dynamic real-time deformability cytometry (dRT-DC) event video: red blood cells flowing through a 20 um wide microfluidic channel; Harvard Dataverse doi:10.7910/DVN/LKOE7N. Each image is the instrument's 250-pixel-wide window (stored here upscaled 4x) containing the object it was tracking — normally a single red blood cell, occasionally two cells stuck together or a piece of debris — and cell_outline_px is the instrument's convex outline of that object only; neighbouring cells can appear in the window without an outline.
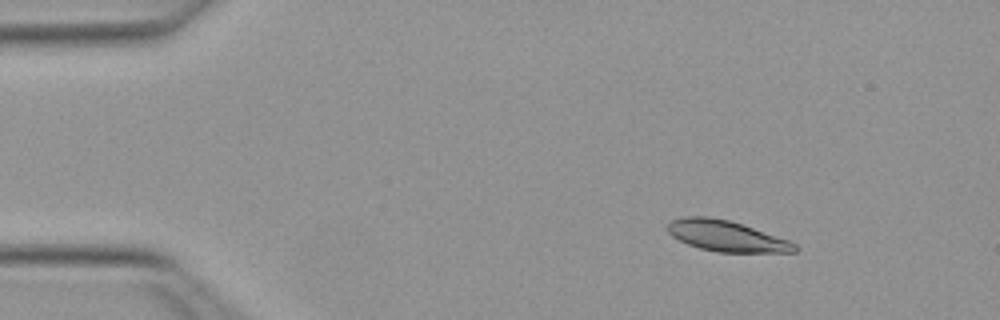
{"species": "Egyptian fruit bat (a non-hibernating species)", "species_latin": "Rousettus aegyptiacus", "temperature_condition": "warm", "stored_images_in_passage": 49, "camera_frame_rate_fps": 3000, "um_per_image_px": 0.085, "animal": {"sex": "female"}, "frame": {"image": 1, "passage_image": 5, "time_ms": 1.333, "image_size_px": [1000, 320], "cell_outline_px": [[800, 248], [796, 252], [716, 252], [700, 248], [688, 244], [672, 236], [668, 232], [668, 224], [672, 220], [684, 216], [708, 216], [728, 220], [788, 240], [796, 244]], "centroid_in_image_um": [61.74, 20.06], "position_along_channel_um": 23.3, "area_um2": 22.54}}
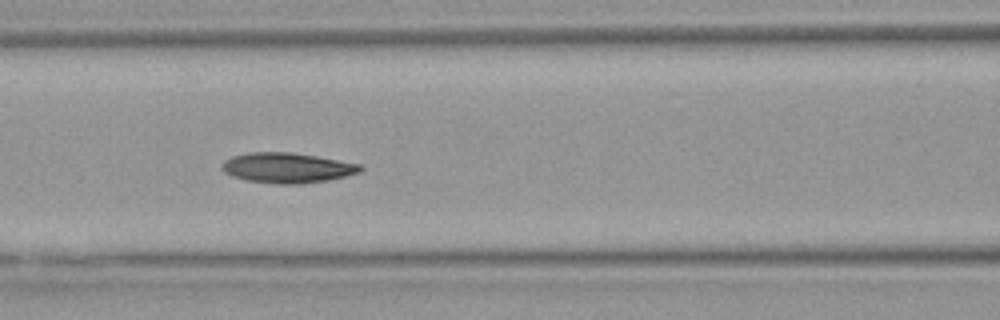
{"frame": {"image": 2, "passage_image": 20, "time_ms": 6.333, "image_size_px": [1000, 320], "cell_outline_px": [[364, 168], [360, 172], [328, 180], [300, 184], [276, 184], [248, 180], [232, 176], [224, 172], [220, 168], [220, 164], [224, 160], [232, 156], [252, 152], [292, 152], [316, 156], [360, 164]], "centroid_in_image_um": [24.38, 14.26], "position_along_channel_um": 142.2, "area_um2": 24.33}}
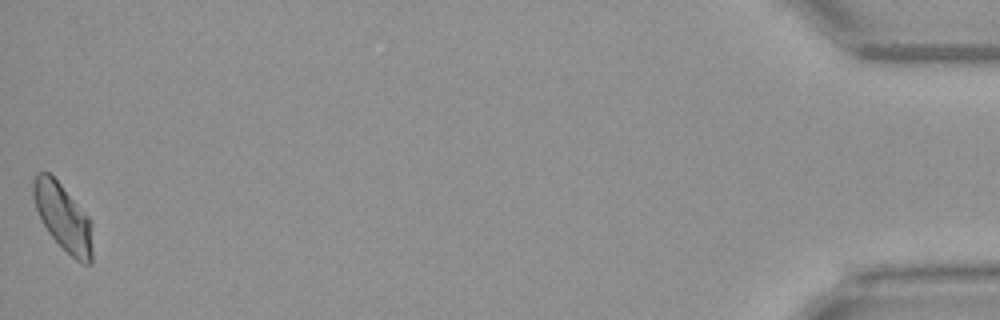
{"frame": {"image": 3, "passage_image": 49, "time_ms": 16.0, "image_size_px": [1000, 320], "cell_outline_px": [[92, 264], [80, 264], [48, 232], [40, 220], [36, 208], [32, 192], [32, 180], [40, 172], [48, 172], [60, 184], [88, 216], [92, 224]], "centroid_in_image_um": [5.37, 18.49], "position_along_channel_um": 429.8, "area_um2": 22.89}, "authors_computed_cell_mechanics": {"area_um2": 23.0622, "velocity_mm_per_s": 3.9874, "shape_relaxation_time_tau1_ms": 8.4907, "shape_relaxation_time_tau2_ms": 7.0161, "deformation_change_tau1": 0.1897, "deformation_change_tau2": 0.1346}}